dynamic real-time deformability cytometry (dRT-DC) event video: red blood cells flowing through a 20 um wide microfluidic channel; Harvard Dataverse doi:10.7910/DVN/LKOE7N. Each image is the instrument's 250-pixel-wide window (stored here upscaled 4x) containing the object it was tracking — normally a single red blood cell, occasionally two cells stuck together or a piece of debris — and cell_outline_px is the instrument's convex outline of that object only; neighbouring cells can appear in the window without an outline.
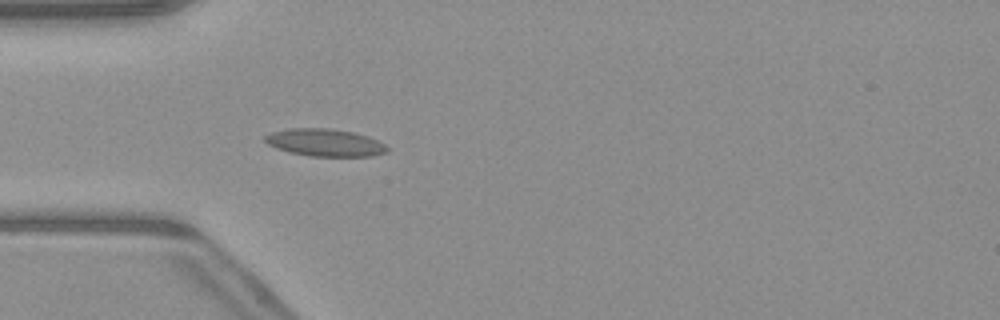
{"species": "common noctule bat (a hibernating species)", "species_latin": "Nyctalus noctula", "temperature_condition": "warm", "stored_images_in_passage": 52, "camera_frame_rate_fps": 3000, "um_per_image_px": 0.085, "animal": {"sex": "male", "body_mass_g": 23.1, "forearm_length_mm": 52.7}, "frame": {"image": 1, "passage_image": 16, "time_ms": 5.0, "image_size_px": [1000, 320], "cell_outline_px": [[388, 152], [372, 156], [312, 156], [288, 152], [276, 148], [268, 144], [264, 140], [264, 136], [272, 132], [288, 128], [328, 128], [356, 132], [380, 140], [388, 148]], "centroid_in_image_um": [27.64, 12.11], "position_along_channel_um": 57.4, "area_um2": 19.71}}
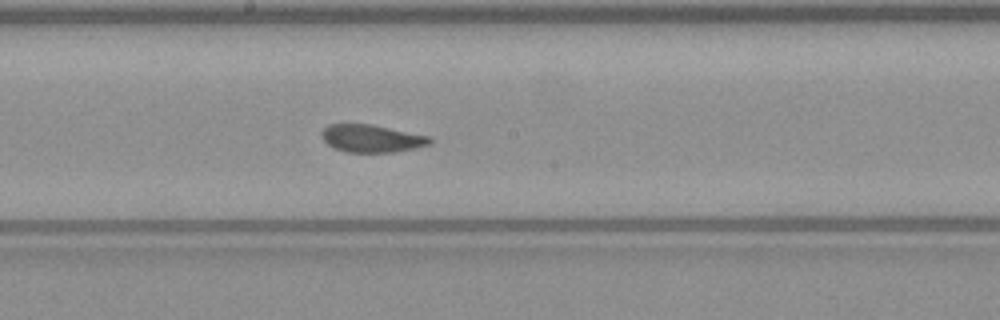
{"frame": {"image": 2, "passage_image": 28, "time_ms": 9.0, "image_size_px": [1000, 320], "cell_outline_px": [[432, 144], [416, 148], [392, 152], [344, 152], [332, 148], [320, 136], [320, 132], [328, 124], [372, 124], [432, 136]], "centroid_in_image_um": [31.6, 11.76], "position_along_channel_um": 216.6, "area_um2": 17.74}}
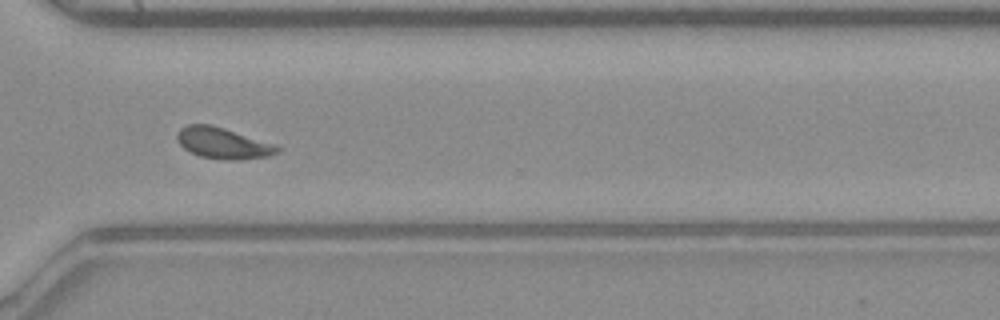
{"frame": {"image": 3, "passage_image": 38, "time_ms": 12.333, "image_size_px": [1000, 320], "cell_outline_px": [[284, 148], [268, 156], [240, 160], [232, 160], [200, 156], [184, 148], [176, 140], [176, 132], [180, 128], [188, 124], [212, 124], [280, 144]], "centroid_in_image_um": [19.02, 12.14], "position_along_channel_um": 351.6, "area_um2": 18.61}}